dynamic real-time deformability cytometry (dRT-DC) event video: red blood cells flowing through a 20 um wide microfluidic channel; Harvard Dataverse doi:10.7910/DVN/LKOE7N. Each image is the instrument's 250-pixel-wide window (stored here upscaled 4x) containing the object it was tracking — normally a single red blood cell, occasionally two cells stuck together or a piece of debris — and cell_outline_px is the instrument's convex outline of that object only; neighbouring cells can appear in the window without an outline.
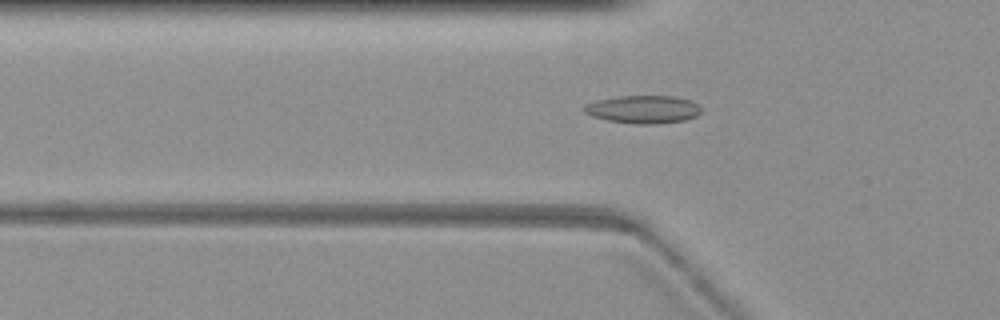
{"species": "common noctule bat (a hibernating species)", "species_latin": "Nyctalus noctula", "temperature_condition": "warm", "stored_images_in_passage": 49, "camera_frame_rate_fps": 3000, "um_per_image_px": 0.085, "animal": {"sex": "female", "body_mass_g": 19.3, "forearm_length_mm": 54.1}, "frame": {"image": 1, "passage_image": 2, "time_ms": 0.333, "image_size_px": [1000, 320], "cell_outline_px": [[700, 112], [696, 116], [684, 120], [656, 124], [632, 124], [608, 120], [592, 116], [584, 112], [580, 108], [584, 104], [592, 100], [620, 96], [672, 96], [688, 100], [696, 104], [700, 108]], "centroid_in_image_um": [54.57, 9.29], "position_along_channel_um": 71.2, "area_um2": 19.13}}
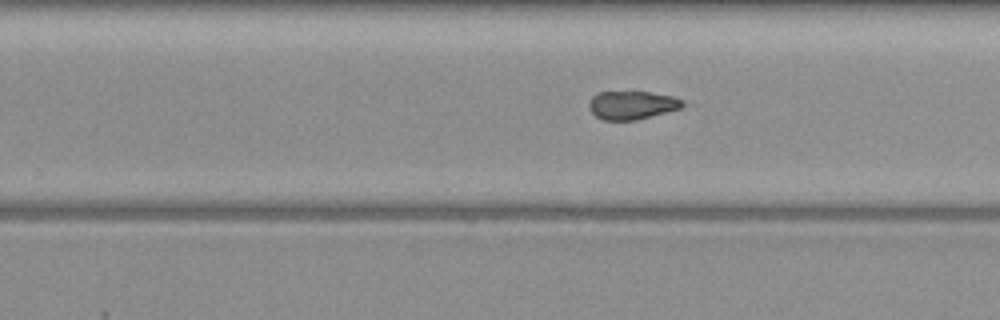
{"frame": {"image": 2, "passage_image": 23, "time_ms": 7.333, "image_size_px": [1000, 320], "cell_outline_px": [[684, 104], [680, 108], [636, 120], [604, 120], [596, 116], [588, 108], [588, 104], [592, 96], [600, 92], [632, 88], [672, 96], [684, 100]], "centroid_in_image_um": [53.69, 8.87], "position_along_channel_um": 276.1, "area_um2": 16.13}}
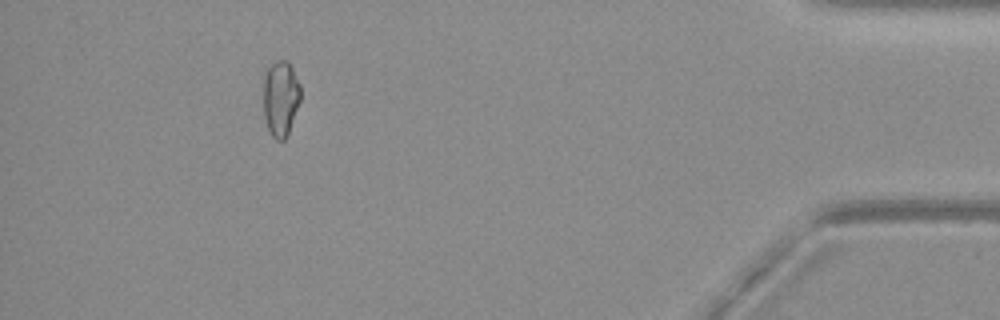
{"frame": {"image": 3, "passage_image": 43, "time_ms": 14.0, "image_size_px": [1000, 320], "cell_outline_px": [[300, 100], [288, 136], [284, 140], [276, 140], [272, 136], [268, 128], [264, 116], [264, 80], [268, 68], [272, 64], [280, 60], [288, 60], [300, 84]], "centroid_in_image_um": [23.87, 8.39], "position_along_channel_um": 411.3, "area_um2": 16.3}}